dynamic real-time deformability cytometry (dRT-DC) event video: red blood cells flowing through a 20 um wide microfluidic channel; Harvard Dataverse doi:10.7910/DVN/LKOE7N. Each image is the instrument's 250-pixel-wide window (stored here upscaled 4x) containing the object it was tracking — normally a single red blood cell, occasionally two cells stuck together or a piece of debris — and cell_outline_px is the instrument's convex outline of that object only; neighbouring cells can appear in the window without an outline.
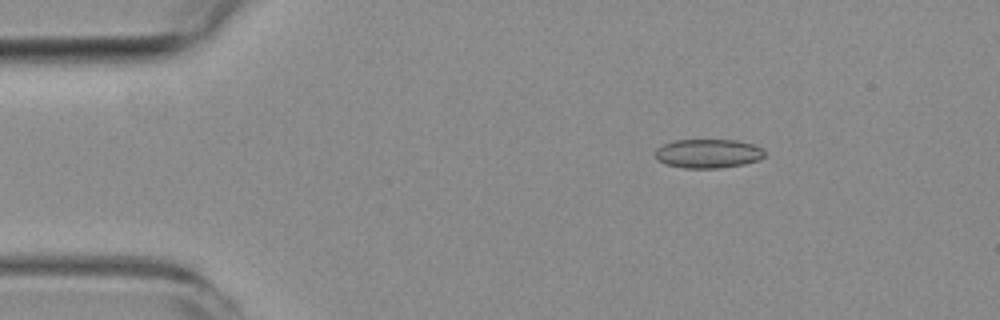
{"species": "common noctule bat (a hibernating species)", "species_latin": "Nyctalus noctula", "temperature_condition": "room temperature", "stored_images_in_passage": 3, "camera_frame_rate_fps": 3000, "um_per_image_px": 0.085, "animal": {"sex": "female", "body_mass_g": 19.3, "forearm_length_mm": 54.1}, "frame": {"image": 1, "passage_image": 1, "time_ms": 0.0, "image_size_px": [1000, 320], "cell_outline_px": [[764, 156], [760, 160], [744, 164], [720, 168], [684, 168], [664, 164], [656, 160], [656, 148], [664, 144], [676, 140], [736, 140], [752, 144], [764, 148]], "centroid_in_image_um": [60.19, 13.06], "position_along_channel_um": 24.8, "area_um2": 18.61}}